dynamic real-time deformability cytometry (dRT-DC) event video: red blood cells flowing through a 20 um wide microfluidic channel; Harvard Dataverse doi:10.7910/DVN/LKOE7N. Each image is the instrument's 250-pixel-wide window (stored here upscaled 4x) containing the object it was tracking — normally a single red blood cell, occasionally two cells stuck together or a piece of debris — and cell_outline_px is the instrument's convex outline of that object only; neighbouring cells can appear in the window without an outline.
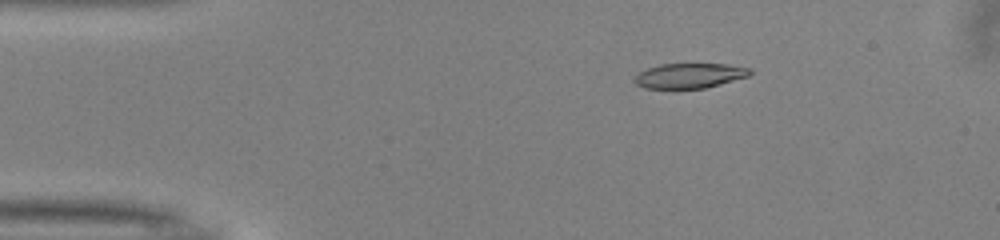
{"species": "common noctule bat (a hibernating species)", "species_latin": "Nyctalus noctula", "temperature_condition": "warm", "stored_images_in_passage": 42, "camera_frame_rate_fps": 3000, "um_per_image_px": 0.085, "animal": {"sex": "male", "body_mass_g": 13.0, "forearm_length_mm": 53.1}, "frame": {"image": 1, "passage_image": 8, "time_ms": 2.333, "image_size_px": [1000, 240], "cell_outline_px": [[752, 72], [748, 76], [720, 84], [704, 88], [676, 92], [644, 88], [636, 84], [632, 80], [640, 72], [648, 68], [660, 64], [728, 64], [752, 68]], "centroid_in_image_um": [58.56, 6.48], "position_along_channel_um": 26.4, "area_um2": 17.57}}
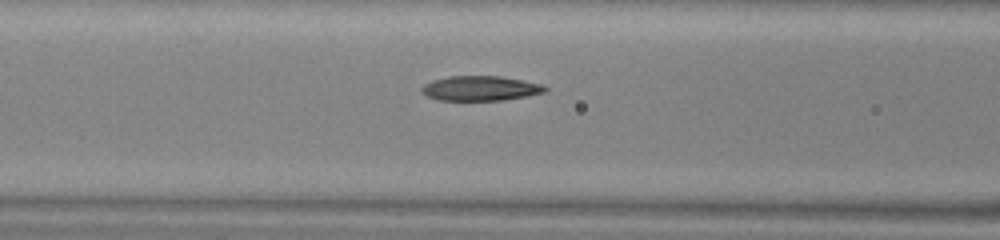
{"frame": {"image": 2, "passage_image": 20, "time_ms": 6.333, "image_size_px": [1000, 240], "cell_outline_px": [[548, 92], [528, 96], [504, 100], [440, 100], [428, 96], [420, 92], [420, 88], [424, 84], [432, 80], [448, 76], [500, 76], [544, 84], [548, 88]], "centroid_in_image_um": [40.87, 7.5], "position_along_channel_um": 125.7, "area_um2": 18.03}}
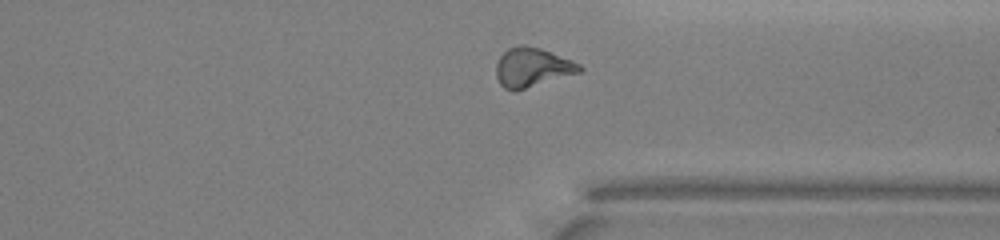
{"frame": {"image": 3, "passage_image": 38, "time_ms": 12.333, "image_size_px": [1000, 240], "cell_outline_px": [[584, 72], [524, 88], [504, 88], [500, 84], [496, 76], [496, 64], [500, 56], [508, 48], [516, 44], [524, 44], [540, 48], [572, 60], [580, 64], [584, 68]], "centroid_in_image_um": [45.28, 5.69], "position_along_channel_um": 366.1, "area_um2": 18.96}, "authors_computed_cell_mechanics": {"area_um2": 18.1781, "velocity_mm_per_s": 4.0282, "shape_relaxation_time_tau1_ms": 4.6155, "shape_relaxation_time_tau2_ms": 2.1374, "deformation_change_tau1": 0.1886, "deformation_change_tau2": 0.0897}}